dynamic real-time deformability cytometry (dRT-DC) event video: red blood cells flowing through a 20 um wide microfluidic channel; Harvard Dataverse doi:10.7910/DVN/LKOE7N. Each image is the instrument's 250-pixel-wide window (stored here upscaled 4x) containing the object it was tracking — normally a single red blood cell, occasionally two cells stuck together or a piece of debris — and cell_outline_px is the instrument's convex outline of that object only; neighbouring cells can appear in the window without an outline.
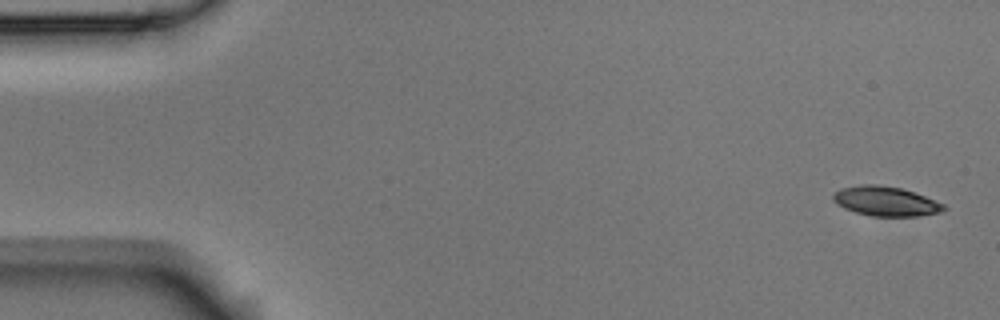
{"species": "Egyptian fruit bat (a non-hibernating species)", "species_latin": "Rousettus aegyptiacus", "temperature_condition": "room temperature", "stored_images_in_passage": 4, "camera_frame_rate_fps": 3000, "um_per_image_px": 0.085, "animal": {"sex": "male"}, "frame": {"image": 1, "passage_image": 1, "time_ms": 0.0, "image_size_px": [1000, 320], "cell_outline_px": [[948, 208], [940, 212], [916, 216], [872, 216], [856, 212], [844, 208], [832, 200], [832, 196], [840, 188], [860, 184], [876, 184], [900, 188], [924, 196], [944, 204]], "centroid_in_image_um": [75.26, 17.1], "position_along_channel_um": 9.7, "area_um2": 18.9}}